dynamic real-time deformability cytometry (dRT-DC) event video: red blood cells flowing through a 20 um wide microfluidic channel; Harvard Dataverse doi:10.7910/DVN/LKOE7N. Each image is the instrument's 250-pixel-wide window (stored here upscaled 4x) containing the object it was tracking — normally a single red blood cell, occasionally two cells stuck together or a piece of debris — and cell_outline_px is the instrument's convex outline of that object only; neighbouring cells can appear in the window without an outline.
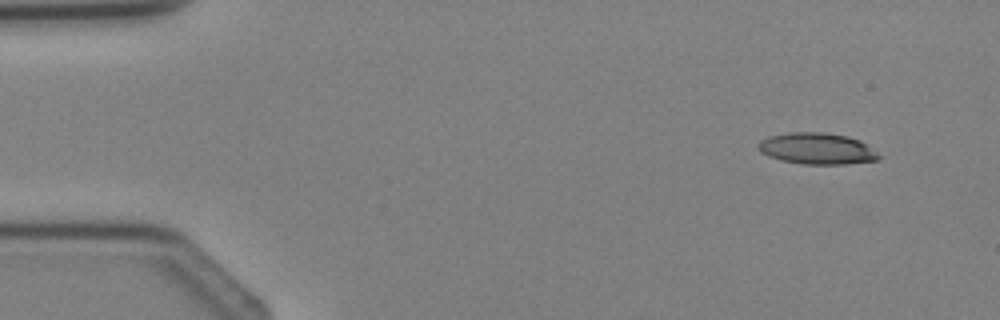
{"species": "Egyptian fruit bat (a non-hibernating species)", "species_latin": "Rousettus aegyptiacus", "temperature_condition": "cold", "stored_images_in_passage": 3, "camera_frame_rate_fps": 3000, "um_per_image_px": 0.085, "animal": {"sex": "female"}, "frame": {"image": 1, "passage_image": 1, "time_ms": 0.0, "image_size_px": [1000, 320], "cell_outline_px": [[884, 156], [880, 160], [844, 164], [804, 164], [780, 160], [768, 156], [760, 152], [756, 148], [756, 144], [760, 140], [768, 136], [788, 132], [824, 132], [848, 136], [860, 140]], "centroid_in_image_um": [69.45, 12.63], "position_along_channel_um": 15.6, "area_um2": 22.48}}